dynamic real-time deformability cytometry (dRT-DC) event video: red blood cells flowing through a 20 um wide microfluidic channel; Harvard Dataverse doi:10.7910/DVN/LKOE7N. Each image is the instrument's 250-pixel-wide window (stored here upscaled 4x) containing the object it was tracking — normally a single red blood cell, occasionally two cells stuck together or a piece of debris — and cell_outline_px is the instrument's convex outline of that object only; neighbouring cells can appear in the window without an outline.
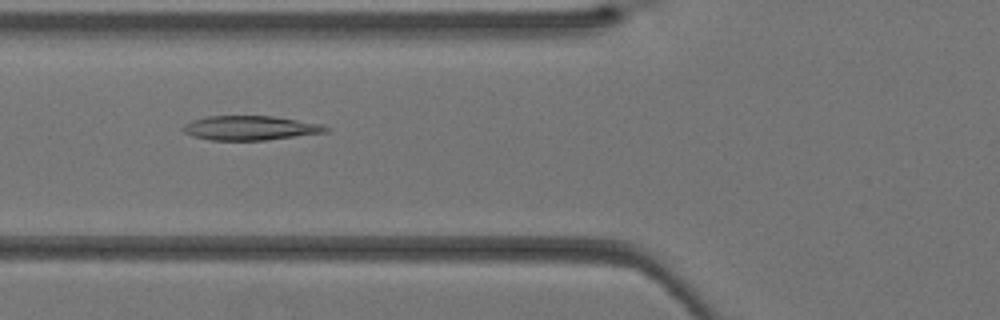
{"species": "Egyptian fruit bat (a non-hibernating species)", "species_latin": "Rousettus aegyptiacus", "temperature_condition": "warm", "stored_images_in_passage": 37, "camera_frame_rate_fps": 3000, "um_per_image_px": 0.085, "animal": {"sex": "female"}, "frame": {"image": 1, "passage_image": 12, "time_ms": 3.667, "image_size_px": [1000, 320], "cell_outline_px": [[332, 128], [328, 132], [264, 140], [212, 140], [192, 136], [184, 132], [180, 128], [184, 124], [192, 120], [208, 116], [272, 116], [320, 124]], "centroid_in_image_um": [21.24, 10.88], "position_along_channel_um": 104.6, "area_um2": 20.17}}
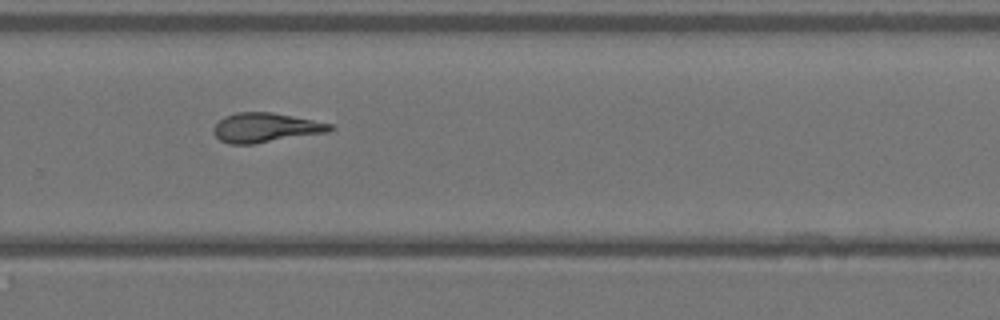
{"frame": {"image": 2, "passage_image": 24, "time_ms": 7.667, "image_size_px": [1000, 320], "cell_outline_px": [[336, 128], [328, 132], [252, 144], [228, 144], [220, 140], [216, 136], [212, 128], [224, 116], [236, 112], [272, 112], [332, 124]], "centroid_in_image_um": [22.56, 10.85], "position_along_channel_um": 307.2, "area_um2": 19.88}}
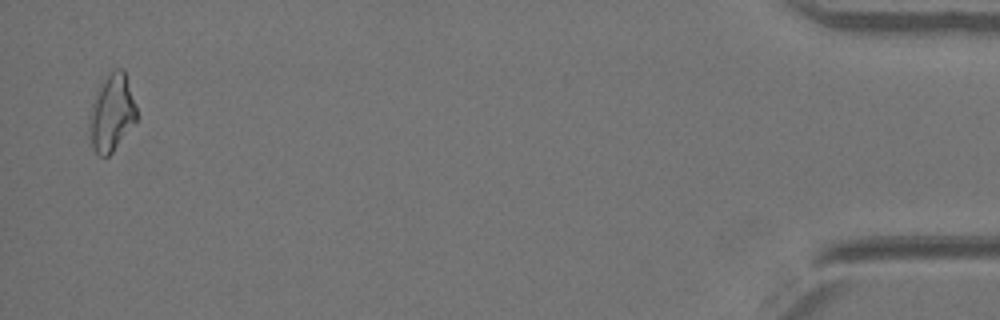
{"frame": {"image": 3, "passage_image": 36, "time_ms": 11.667, "image_size_px": [1000, 320], "cell_outline_px": [[140, 116], [112, 152], [108, 156], [100, 156], [92, 148], [88, 124], [88, 116], [96, 92], [100, 84], [108, 72], [116, 68], [124, 68]], "centroid_in_image_um": [9.51, 9.56], "position_along_channel_um": 425.7, "area_um2": 21.62}}